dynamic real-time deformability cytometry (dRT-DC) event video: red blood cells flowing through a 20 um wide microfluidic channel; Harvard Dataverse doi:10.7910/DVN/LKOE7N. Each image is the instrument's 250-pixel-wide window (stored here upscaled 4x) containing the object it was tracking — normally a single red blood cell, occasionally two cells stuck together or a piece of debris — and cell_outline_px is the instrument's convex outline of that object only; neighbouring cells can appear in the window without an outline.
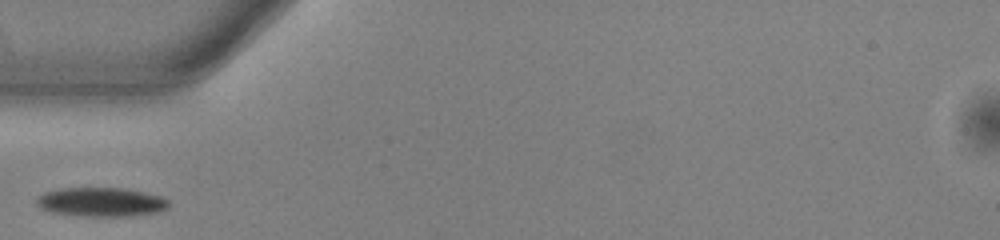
{"species": "common noctule bat (a hibernating species)", "species_latin": "Nyctalus noctula", "temperature_condition": "warm", "stored_images_in_passage": 26, "camera_frame_rate_fps": 3000, "um_per_image_px": 0.085, "animal": {"sex": "male", "body_mass_g": 13.0, "forearm_length_mm": 53.1}, "frame": {"image": 1, "passage_image": 1, "time_ms": 0.0, "image_size_px": [1000, 240], "cell_outline_px": [[172, 204], [168, 208], [160, 212], [124, 216], [84, 216], [52, 212], [36, 204], [36, 200], [44, 192], [60, 188], [124, 188], [144, 192], [160, 196], [168, 200]], "centroid_in_image_um": [8.65, 17.17], "position_along_channel_um": 76.3, "area_um2": 22.31}}
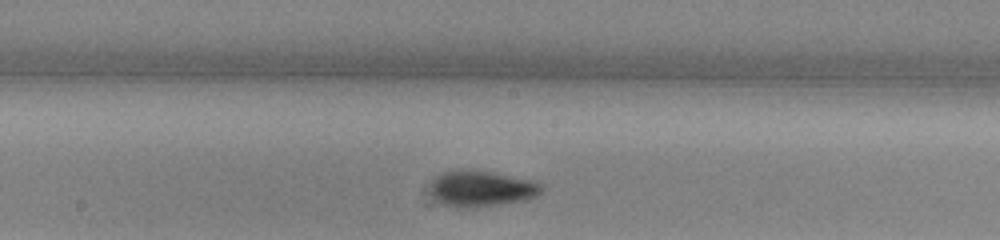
{"frame": {"image": 2, "passage_image": 11, "time_ms": 3.333, "image_size_px": [1000, 240], "cell_outline_px": [[544, 188], [536, 196], [520, 200], [500, 204], [460, 208], [456, 208], [440, 204], [432, 192], [428, 184], [436, 176], [444, 172], [460, 168], [492, 172], [528, 180], [540, 184]], "centroid_in_image_um": [40.83, 16.02], "position_along_channel_um": 207.4, "area_um2": 23.06}}
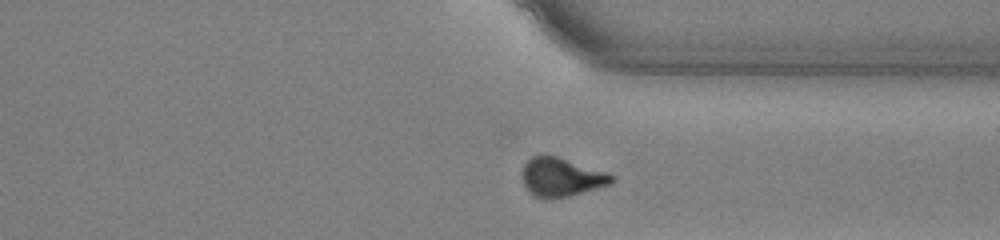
{"frame": {"image": 3, "passage_image": 23, "time_ms": 7.333, "image_size_px": [1000, 240], "cell_outline_px": [[616, 180], [612, 184], [568, 196], [536, 196], [524, 184], [524, 164], [532, 156], [544, 152], [608, 172], [616, 176]], "centroid_in_image_um": [47.8, 14.99], "position_along_channel_um": 363.6, "area_um2": 19.88}}